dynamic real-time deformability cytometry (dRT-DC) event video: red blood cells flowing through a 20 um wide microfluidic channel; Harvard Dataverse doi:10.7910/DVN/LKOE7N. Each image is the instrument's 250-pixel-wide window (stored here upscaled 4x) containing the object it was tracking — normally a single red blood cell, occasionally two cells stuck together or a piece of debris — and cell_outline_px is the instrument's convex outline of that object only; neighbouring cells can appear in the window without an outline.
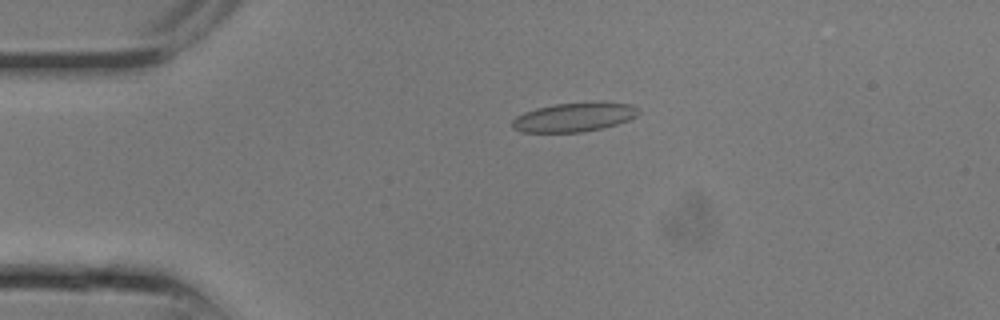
{"species": "common noctule bat (a hibernating species)", "species_latin": "Nyctalus noctula", "temperature_condition": "room temperature", "stored_images_in_passage": 18, "camera_frame_rate_fps": 3000, "um_per_image_px": 0.085, "animal": {"sex": "male", "body_mass_g": 13.3}, "frame": {"image": 1, "passage_image": 6, "time_ms": 1.667, "image_size_px": [1000, 320], "cell_outline_px": [[640, 112], [636, 116], [628, 120], [604, 128], [584, 132], [520, 132], [512, 128], [512, 120], [516, 116], [524, 112], [536, 108], [556, 104], [632, 104], [640, 108]], "centroid_in_image_um": [48.75, 10.0], "position_along_channel_um": 36.2, "area_um2": 20.87}}
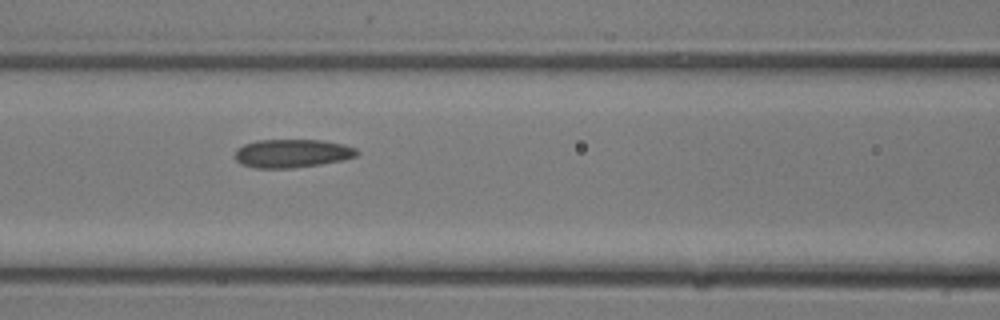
{"frame": {"image": 2, "passage_image": 11, "time_ms": 3.333, "image_size_px": [1000, 320], "cell_outline_px": [[360, 152], [356, 156], [344, 160], [320, 164], [292, 168], [256, 168], [240, 164], [232, 156], [236, 148], [244, 144], [256, 140], [320, 140], [344, 144], [356, 148]], "centroid_in_image_um": [24.79, 13.04], "position_along_channel_um": 141.8, "area_um2": 20.46}}
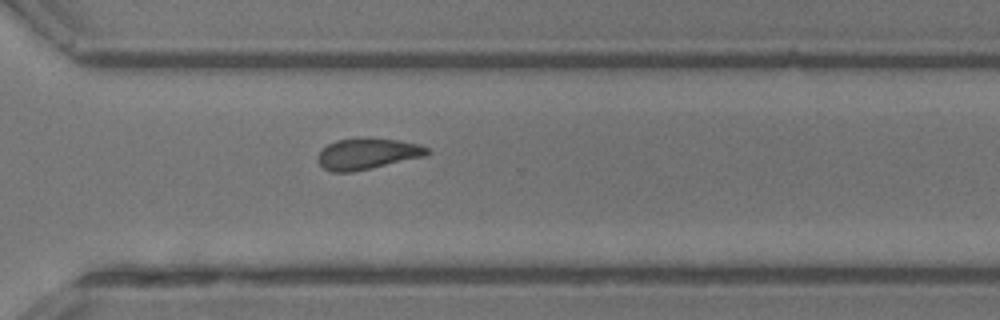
{"frame": {"image": 3, "passage_image": 18, "time_ms": 5.667, "image_size_px": [1000, 320], "cell_outline_px": [[432, 152], [424, 156], [372, 168], [352, 172], [332, 172], [324, 168], [316, 160], [316, 156], [328, 144], [336, 140], [396, 140], [420, 144], [428, 148]], "centroid_in_image_um": [31.22, 13.11], "position_along_channel_um": 339.4, "area_um2": 19.19}}